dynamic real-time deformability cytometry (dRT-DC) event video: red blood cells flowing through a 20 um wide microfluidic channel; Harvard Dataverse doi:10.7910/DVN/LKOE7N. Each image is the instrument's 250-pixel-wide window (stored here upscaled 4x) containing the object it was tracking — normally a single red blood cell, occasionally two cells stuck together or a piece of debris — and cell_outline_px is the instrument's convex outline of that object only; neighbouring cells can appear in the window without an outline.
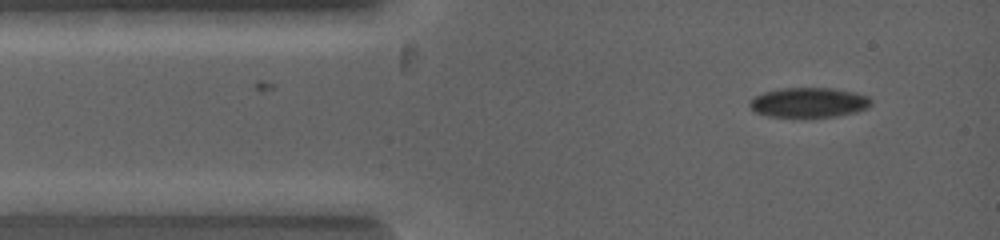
{"species": "common noctule bat (a hibernating species)", "species_latin": "Nyctalus noctula", "temperature_condition": "warm", "stored_images_in_passage": 2, "camera_frame_rate_fps": 5000, "um_per_image_px": 0.085, "animal": {"sex": "female", "body_mass_g": 19.0, "forearm_length_mm": 53.3}, "frame": {"image": 1, "passage_image": 1, "time_ms": 0.0, "image_size_px": [1000, 240], "cell_outline_px": [[872, 104], [868, 108], [856, 112], [836, 116], [768, 116], [756, 112], [748, 104], [756, 96], [764, 92], [780, 88], [832, 88], [856, 92], [868, 96], [872, 100]], "centroid_in_image_um": [68.81, 8.7], "position_along_channel_um": 16.2, "area_um2": 20.92}}